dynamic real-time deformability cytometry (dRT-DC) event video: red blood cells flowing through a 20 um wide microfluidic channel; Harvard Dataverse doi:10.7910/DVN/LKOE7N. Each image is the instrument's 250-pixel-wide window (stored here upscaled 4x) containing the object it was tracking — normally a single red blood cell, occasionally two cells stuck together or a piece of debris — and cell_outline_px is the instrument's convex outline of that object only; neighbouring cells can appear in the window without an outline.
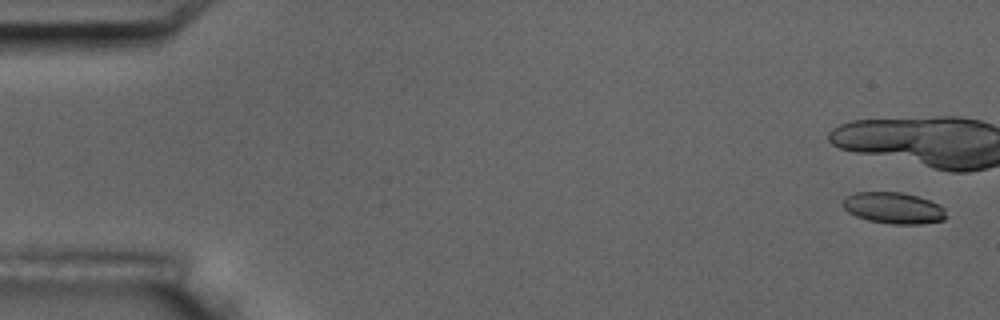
{"species": "common noctule bat (a hibernating species)", "species_latin": "Nyctalus noctula", "temperature_condition": "room temperature", "stored_images_in_passage": 8, "camera_frame_rate_fps": 3000, "um_per_image_px": 0.085, "animal": {"sex": "male", "body_mass_g": 17.5, "forearm_length_mm": 52.3}, "frame": {"image": 1, "passage_image": 1, "time_ms": 0.0, "image_size_px": [1000, 320], "cell_outline_px": [[948, 216], [944, 220], [920, 224], [892, 224], [868, 220], [856, 216], [848, 212], [840, 204], [844, 196], [856, 192], [900, 192], [916, 196], [928, 200], [944, 208]], "centroid_in_image_um": [75.91, 17.68], "position_along_channel_um": 9.1, "area_um2": 18.96}}